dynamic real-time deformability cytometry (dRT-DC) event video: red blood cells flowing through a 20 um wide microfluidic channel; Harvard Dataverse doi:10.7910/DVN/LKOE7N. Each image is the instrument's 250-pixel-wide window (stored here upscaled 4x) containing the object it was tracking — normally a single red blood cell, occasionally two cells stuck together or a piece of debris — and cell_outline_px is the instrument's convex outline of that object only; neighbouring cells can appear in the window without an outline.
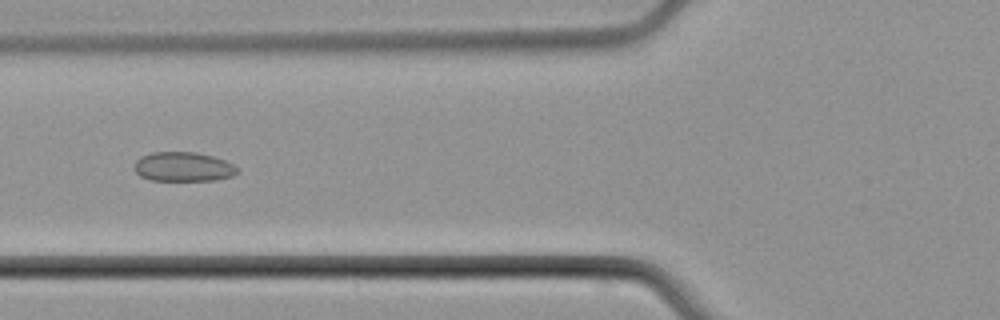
{"species": "common noctule bat (a hibernating species)", "species_latin": "Nyctalus noctula", "temperature_condition": "cold", "stored_images_in_passage": 4, "camera_frame_rate_fps": 3000, "um_per_image_px": 0.085, "animal": {"sex": "male", "body_mass_g": 21.5, "forearm_length_mm": 52.0}, "frame": {"image": 1, "passage_image": 2, "time_ms": 1.333, "image_size_px": [1000, 320], "cell_outline_px": [[240, 172], [232, 176], [216, 180], [152, 180], [140, 176], [136, 172], [136, 160], [140, 156], [152, 152], [196, 152], [212, 156], [224, 160], [232, 164]], "centroid_in_image_um": [15.59, 14.17], "position_along_channel_um": 110.2, "area_um2": 17.51}}
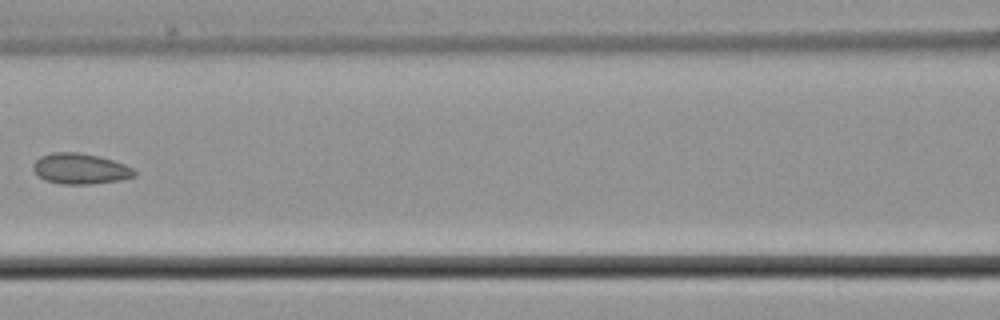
{"frame": {"image": 2, "passage_image": 3, "time_ms": 2.667, "image_size_px": [1000, 320], "cell_outline_px": [[136, 176], [120, 180], [88, 184], [60, 184], [44, 180], [32, 168], [32, 164], [40, 156], [52, 152], [80, 152], [112, 160], [124, 164], [132, 168], [136, 172]], "centroid_in_image_um": [6.8, 14.34], "position_along_channel_um": 159.8, "area_um2": 18.03}}
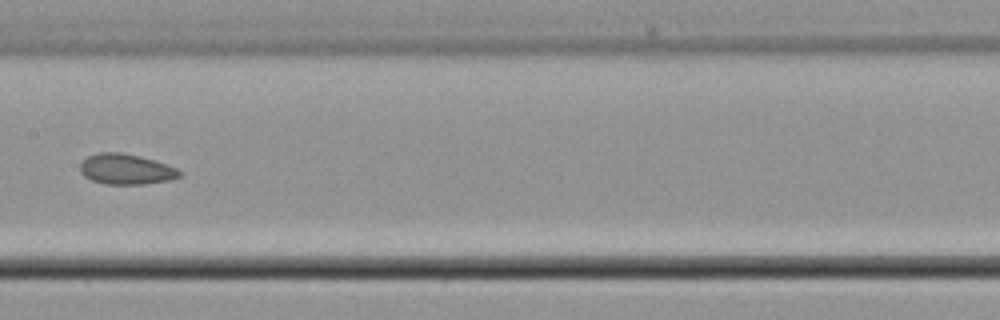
{"frame": {"image": 3, "passage_image": 4, "time_ms": 3.667, "image_size_px": [1000, 320], "cell_outline_px": [[184, 172], [180, 176], [168, 180], [144, 184], [104, 184], [92, 180], [84, 176], [80, 172], [80, 164], [88, 156], [100, 152], [120, 152], [140, 156], [176, 168]], "centroid_in_image_um": [10.69, 14.38], "position_along_channel_um": 196.7, "area_um2": 17.51}}